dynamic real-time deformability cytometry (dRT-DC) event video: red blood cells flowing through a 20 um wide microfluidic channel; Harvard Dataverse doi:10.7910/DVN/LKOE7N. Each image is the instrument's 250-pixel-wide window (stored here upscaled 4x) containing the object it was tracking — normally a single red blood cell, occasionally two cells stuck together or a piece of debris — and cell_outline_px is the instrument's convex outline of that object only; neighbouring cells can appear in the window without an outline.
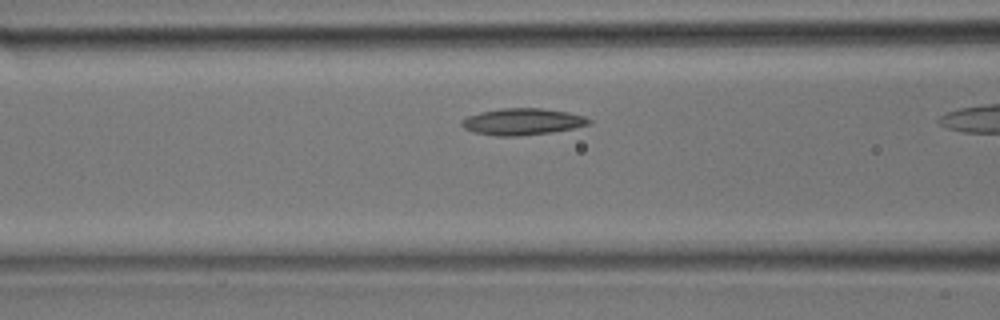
{"species": "common noctule bat (a hibernating species)", "species_latin": "Nyctalus noctula", "temperature_condition": "room temperature", "stored_images_in_passage": 7, "camera_frame_rate_fps": 3000, "um_per_image_px": 0.085, "animal": {"sex": "male", "body_mass_g": 17.9}, "frame": {"image": 1, "passage_image": 6, "time_ms": 1.667, "image_size_px": [1000, 320], "cell_outline_px": [[592, 124], [576, 128], [552, 132], [520, 136], [496, 136], [476, 132], [464, 128], [460, 124], [460, 120], [468, 116], [480, 112], [504, 108], [540, 108], [568, 112], [584, 116], [592, 120]], "centroid_in_image_um": [44.44, 10.34], "position_along_channel_um": 122.2, "area_um2": 19.83}}